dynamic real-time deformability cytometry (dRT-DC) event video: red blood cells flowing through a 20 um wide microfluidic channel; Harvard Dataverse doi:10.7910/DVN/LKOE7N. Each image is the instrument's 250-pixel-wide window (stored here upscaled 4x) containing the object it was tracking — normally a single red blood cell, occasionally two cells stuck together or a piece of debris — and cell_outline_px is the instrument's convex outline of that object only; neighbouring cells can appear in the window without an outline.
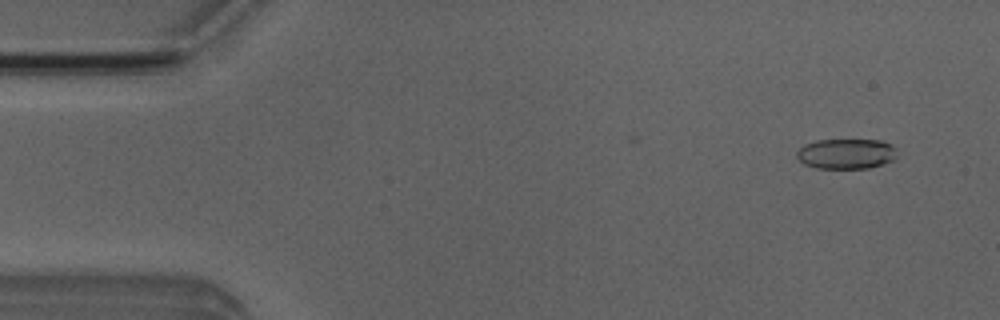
{"species": "Egyptian fruit bat (a non-hibernating species)", "species_latin": "Rousettus aegyptiacus", "temperature_condition": "room temperature", "stored_images_in_passage": 2, "camera_frame_rate_fps": 3000, "um_per_image_px": 0.085, "animal": {"sex": "male"}, "frame": {"image": 1, "passage_image": 2, "time_ms": 1.333, "image_size_px": [1000, 320], "cell_outline_px": [[896, 156], [892, 160], [868, 168], [816, 168], [804, 164], [796, 156], [796, 152], [804, 144], [816, 140], [880, 140], [892, 144], [896, 148]], "centroid_in_image_um": [71.91, 13.06], "position_along_channel_um": 13.1, "area_um2": 17.63}}